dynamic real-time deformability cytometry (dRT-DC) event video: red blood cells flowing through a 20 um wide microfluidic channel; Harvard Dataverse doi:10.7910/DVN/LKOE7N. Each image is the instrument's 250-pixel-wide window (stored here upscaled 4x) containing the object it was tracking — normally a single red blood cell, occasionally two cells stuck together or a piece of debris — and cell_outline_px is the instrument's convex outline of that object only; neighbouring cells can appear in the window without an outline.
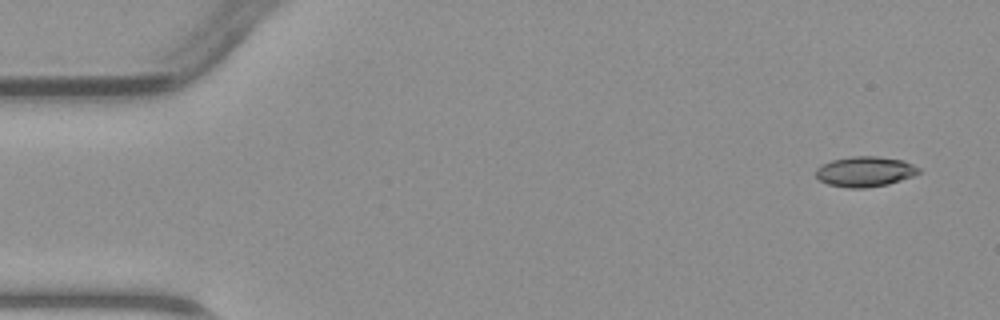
{"species": "common noctule bat (a hibernating species)", "species_latin": "Nyctalus noctula", "temperature_condition": "warm", "stored_images_in_passage": 4, "camera_frame_rate_fps": 3000, "um_per_image_px": 0.085, "animal": {"sex": "male", "body_mass_g": 23.1, "forearm_length_mm": 52.7}, "frame": {"image": 1, "passage_image": 1, "time_ms": 0.0, "image_size_px": [1000, 320], "cell_outline_px": [[920, 172], [912, 176], [888, 184], [864, 188], [848, 188], [828, 184], [820, 180], [816, 176], [816, 168], [820, 164], [832, 160], [852, 156], [876, 156], [904, 160], [920, 168]], "centroid_in_image_um": [73.51, 14.58], "position_along_channel_um": 11.5, "area_um2": 18.15}}
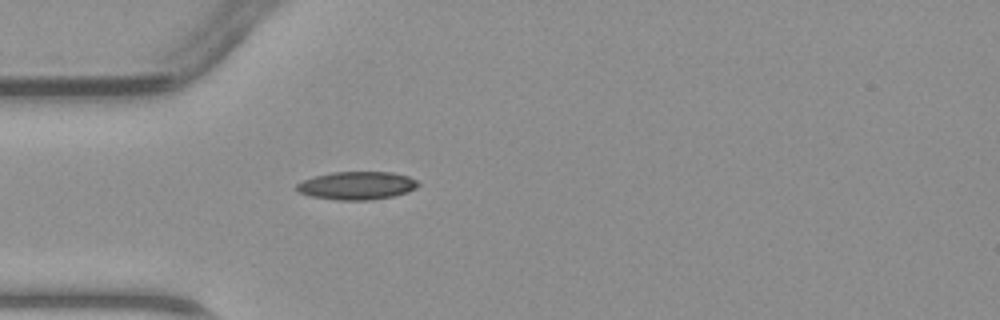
{"frame": {"image": 2, "passage_image": 4, "time_ms": 3.667, "image_size_px": [1000, 320], "cell_outline_px": [[420, 184], [416, 188], [408, 192], [392, 196], [372, 200], [336, 200], [312, 196], [300, 192], [296, 188], [296, 184], [304, 180], [316, 176], [332, 172], [392, 172], [408, 176], [416, 180]], "centroid_in_image_um": [30.37, 15.77], "position_along_channel_um": 54.6, "area_um2": 19.77}}